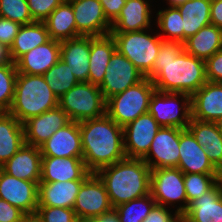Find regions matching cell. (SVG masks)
<instances>
[{
    "mask_svg": "<svg viewBox=\"0 0 222 222\" xmlns=\"http://www.w3.org/2000/svg\"><path fill=\"white\" fill-rule=\"evenodd\" d=\"M42 156L52 157H82V141L79 122L70 121L58 129L46 142L40 146Z\"/></svg>",
    "mask_w": 222,
    "mask_h": 222,
    "instance_id": "obj_19",
    "label": "cell"
},
{
    "mask_svg": "<svg viewBox=\"0 0 222 222\" xmlns=\"http://www.w3.org/2000/svg\"><path fill=\"white\" fill-rule=\"evenodd\" d=\"M58 107V97L43 75L18 73L14 99L8 111L22 124L34 116Z\"/></svg>",
    "mask_w": 222,
    "mask_h": 222,
    "instance_id": "obj_4",
    "label": "cell"
},
{
    "mask_svg": "<svg viewBox=\"0 0 222 222\" xmlns=\"http://www.w3.org/2000/svg\"><path fill=\"white\" fill-rule=\"evenodd\" d=\"M105 185L111 206L150 194V167L143 159L125 158L96 172Z\"/></svg>",
    "mask_w": 222,
    "mask_h": 222,
    "instance_id": "obj_3",
    "label": "cell"
},
{
    "mask_svg": "<svg viewBox=\"0 0 222 222\" xmlns=\"http://www.w3.org/2000/svg\"><path fill=\"white\" fill-rule=\"evenodd\" d=\"M187 129L202 146L211 163L220 171L222 169V133L215 122L190 120Z\"/></svg>",
    "mask_w": 222,
    "mask_h": 222,
    "instance_id": "obj_27",
    "label": "cell"
},
{
    "mask_svg": "<svg viewBox=\"0 0 222 222\" xmlns=\"http://www.w3.org/2000/svg\"><path fill=\"white\" fill-rule=\"evenodd\" d=\"M84 180L38 183V206L73 209Z\"/></svg>",
    "mask_w": 222,
    "mask_h": 222,
    "instance_id": "obj_26",
    "label": "cell"
},
{
    "mask_svg": "<svg viewBox=\"0 0 222 222\" xmlns=\"http://www.w3.org/2000/svg\"><path fill=\"white\" fill-rule=\"evenodd\" d=\"M102 84L99 86L105 100L139 83L145 75L117 50L111 56Z\"/></svg>",
    "mask_w": 222,
    "mask_h": 222,
    "instance_id": "obj_11",
    "label": "cell"
},
{
    "mask_svg": "<svg viewBox=\"0 0 222 222\" xmlns=\"http://www.w3.org/2000/svg\"><path fill=\"white\" fill-rule=\"evenodd\" d=\"M151 0H126L121 13L111 23V32H133L153 27Z\"/></svg>",
    "mask_w": 222,
    "mask_h": 222,
    "instance_id": "obj_24",
    "label": "cell"
},
{
    "mask_svg": "<svg viewBox=\"0 0 222 222\" xmlns=\"http://www.w3.org/2000/svg\"><path fill=\"white\" fill-rule=\"evenodd\" d=\"M83 156L87 170L96 173L103 167L126 158L123 128L107 114L79 122Z\"/></svg>",
    "mask_w": 222,
    "mask_h": 222,
    "instance_id": "obj_2",
    "label": "cell"
},
{
    "mask_svg": "<svg viewBox=\"0 0 222 222\" xmlns=\"http://www.w3.org/2000/svg\"><path fill=\"white\" fill-rule=\"evenodd\" d=\"M183 45L190 55L206 60L222 49V29L213 24L204 26L186 39Z\"/></svg>",
    "mask_w": 222,
    "mask_h": 222,
    "instance_id": "obj_30",
    "label": "cell"
},
{
    "mask_svg": "<svg viewBox=\"0 0 222 222\" xmlns=\"http://www.w3.org/2000/svg\"><path fill=\"white\" fill-rule=\"evenodd\" d=\"M10 48L0 43V65L11 64Z\"/></svg>",
    "mask_w": 222,
    "mask_h": 222,
    "instance_id": "obj_49",
    "label": "cell"
},
{
    "mask_svg": "<svg viewBox=\"0 0 222 222\" xmlns=\"http://www.w3.org/2000/svg\"><path fill=\"white\" fill-rule=\"evenodd\" d=\"M219 181L222 184V169L220 170Z\"/></svg>",
    "mask_w": 222,
    "mask_h": 222,
    "instance_id": "obj_53",
    "label": "cell"
},
{
    "mask_svg": "<svg viewBox=\"0 0 222 222\" xmlns=\"http://www.w3.org/2000/svg\"><path fill=\"white\" fill-rule=\"evenodd\" d=\"M36 215L42 222H79L71 208L38 206Z\"/></svg>",
    "mask_w": 222,
    "mask_h": 222,
    "instance_id": "obj_40",
    "label": "cell"
},
{
    "mask_svg": "<svg viewBox=\"0 0 222 222\" xmlns=\"http://www.w3.org/2000/svg\"><path fill=\"white\" fill-rule=\"evenodd\" d=\"M25 216L18 207L0 199V222H23Z\"/></svg>",
    "mask_w": 222,
    "mask_h": 222,
    "instance_id": "obj_45",
    "label": "cell"
},
{
    "mask_svg": "<svg viewBox=\"0 0 222 222\" xmlns=\"http://www.w3.org/2000/svg\"><path fill=\"white\" fill-rule=\"evenodd\" d=\"M151 29L110 32L114 38L116 50L128 58L145 77L153 70L154 61L163 41L158 33H151Z\"/></svg>",
    "mask_w": 222,
    "mask_h": 222,
    "instance_id": "obj_5",
    "label": "cell"
},
{
    "mask_svg": "<svg viewBox=\"0 0 222 222\" xmlns=\"http://www.w3.org/2000/svg\"><path fill=\"white\" fill-rule=\"evenodd\" d=\"M23 222H42L41 219L36 215H26Z\"/></svg>",
    "mask_w": 222,
    "mask_h": 222,
    "instance_id": "obj_50",
    "label": "cell"
},
{
    "mask_svg": "<svg viewBox=\"0 0 222 222\" xmlns=\"http://www.w3.org/2000/svg\"><path fill=\"white\" fill-rule=\"evenodd\" d=\"M173 210L156 204L143 222H182L181 215Z\"/></svg>",
    "mask_w": 222,
    "mask_h": 222,
    "instance_id": "obj_42",
    "label": "cell"
},
{
    "mask_svg": "<svg viewBox=\"0 0 222 222\" xmlns=\"http://www.w3.org/2000/svg\"><path fill=\"white\" fill-rule=\"evenodd\" d=\"M42 154L40 147L24 144L0 168L15 178L34 181L37 184L41 178Z\"/></svg>",
    "mask_w": 222,
    "mask_h": 222,
    "instance_id": "obj_21",
    "label": "cell"
},
{
    "mask_svg": "<svg viewBox=\"0 0 222 222\" xmlns=\"http://www.w3.org/2000/svg\"><path fill=\"white\" fill-rule=\"evenodd\" d=\"M50 39L62 41L76 38V22L72 5L64 0L44 21Z\"/></svg>",
    "mask_w": 222,
    "mask_h": 222,
    "instance_id": "obj_33",
    "label": "cell"
},
{
    "mask_svg": "<svg viewBox=\"0 0 222 222\" xmlns=\"http://www.w3.org/2000/svg\"><path fill=\"white\" fill-rule=\"evenodd\" d=\"M104 14L107 19L112 23L118 15L121 13L123 6L126 4V0H99Z\"/></svg>",
    "mask_w": 222,
    "mask_h": 222,
    "instance_id": "obj_46",
    "label": "cell"
},
{
    "mask_svg": "<svg viewBox=\"0 0 222 222\" xmlns=\"http://www.w3.org/2000/svg\"><path fill=\"white\" fill-rule=\"evenodd\" d=\"M86 222H120L117 213L114 209L100 215L99 217L92 218Z\"/></svg>",
    "mask_w": 222,
    "mask_h": 222,
    "instance_id": "obj_48",
    "label": "cell"
},
{
    "mask_svg": "<svg viewBox=\"0 0 222 222\" xmlns=\"http://www.w3.org/2000/svg\"><path fill=\"white\" fill-rule=\"evenodd\" d=\"M146 77L157 91L192 95L207 82L205 60L187 53L181 42L163 40Z\"/></svg>",
    "mask_w": 222,
    "mask_h": 222,
    "instance_id": "obj_1",
    "label": "cell"
},
{
    "mask_svg": "<svg viewBox=\"0 0 222 222\" xmlns=\"http://www.w3.org/2000/svg\"><path fill=\"white\" fill-rule=\"evenodd\" d=\"M0 199L18 207L26 215H34L38 207V184L15 178L0 168Z\"/></svg>",
    "mask_w": 222,
    "mask_h": 222,
    "instance_id": "obj_15",
    "label": "cell"
},
{
    "mask_svg": "<svg viewBox=\"0 0 222 222\" xmlns=\"http://www.w3.org/2000/svg\"><path fill=\"white\" fill-rule=\"evenodd\" d=\"M167 1L166 4L167 6H178L180 4H182L183 2H185L186 0H165Z\"/></svg>",
    "mask_w": 222,
    "mask_h": 222,
    "instance_id": "obj_51",
    "label": "cell"
},
{
    "mask_svg": "<svg viewBox=\"0 0 222 222\" xmlns=\"http://www.w3.org/2000/svg\"><path fill=\"white\" fill-rule=\"evenodd\" d=\"M43 76L48 86L58 98L79 83L75 75L71 72L70 67L62 59L45 72Z\"/></svg>",
    "mask_w": 222,
    "mask_h": 222,
    "instance_id": "obj_35",
    "label": "cell"
},
{
    "mask_svg": "<svg viewBox=\"0 0 222 222\" xmlns=\"http://www.w3.org/2000/svg\"><path fill=\"white\" fill-rule=\"evenodd\" d=\"M64 0H27L32 19L44 22Z\"/></svg>",
    "mask_w": 222,
    "mask_h": 222,
    "instance_id": "obj_41",
    "label": "cell"
},
{
    "mask_svg": "<svg viewBox=\"0 0 222 222\" xmlns=\"http://www.w3.org/2000/svg\"><path fill=\"white\" fill-rule=\"evenodd\" d=\"M62 59L79 82H88L90 36L60 41Z\"/></svg>",
    "mask_w": 222,
    "mask_h": 222,
    "instance_id": "obj_25",
    "label": "cell"
},
{
    "mask_svg": "<svg viewBox=\"0 0 222 222\" xmlns=\"http://www.w3.org/2000/svg\"><path fill=\"white\" fill-rule=\"evenodd\" d=\"M157 203L148 194L113 208L120 222H143Z\"/></svg>",
    "mask_w": 222,
    "mask_h": 222,
    "instance_id": "obj_36",
    "label": "cell"
},
{
    "mask_svg": "<svg viewBox=\"0 0 222 222\" xmlns=\"http://www.w3.org/2000/svg\"><path fill=\"white\" fill-rule=\"evenodd\" d=\"M183 129L160 127L148 153L142 158L151 170L157 168H177L179 162V139Z\"/></svg>",
    "mask_w": 222,
    "mask_h": 222,
    "instance_id": "obj_12",
    "label": "cell"
},
{
    "mask_svg": "<svg viewBox=\"0 0 222 222\" xmlns=\"http://www.w3.org/2000/svg\"><path fill=\"white\" fill-rule=\"evenodd\" d=\"M177 7L182 16L184 42L201 28L211 24V0H186Z\"/></svg>",
    "mask_w": 222,
    "mask_h": 222,
    "instance_id": "obj_32",
    "label": "cell"
},
{
    "mask_svg": "<svg viewBox=\"0 0 222 222\" xmlns=\"http://www.w3.org/2000/svg\"><path fill=\"white\" fill-rule=\"evenodd\" d=\"M208 82L222 83V49L205 60Z\"/></svg>",
    "mask_w": 222,
    "mask_h": 222,
    "instance_id": "obj_43",
    "label": "cell"
},
{
    "mask_svg": "<svg viewBox=\"0 0 222 222\" xmlns=\"http://www.w3.org/2000/svg\"><path fill=\"white\" fill-rule=\"evenodd\" d=\"M182 222H222V184L218 181L200 198L191 201Z\"/></svg>",
    "mask_w": 222,
    "mask_h": 222,
    "instance_id": "obj_20",
    "label": "cell"
},
{
    "mask_svg": "<svg viewBox=\"0 0 222 222\" xmlns=\"http://www.w3.org/2000/svg\"><path fill=\"white\" fill-rule=\"evenodd\" d=\"M148 112L161 127L187 129L191 120V95L155 90L149 102Z\"/></svg>",
    "mask_w": 222,
    "mask_h": 222,
    "instance_id": "obj_8",
    "label": "cell"
},
{
    "mask_svg": "<svg viewBox=\"0 0 222 222\" xmlns=\"http://www.w3.org/2000/svg\"><path fill=\"white\" fill-rule=\"evenodd\" d=\"M222 117V83L206 82L191 95V118L214 122Z\"/></svg>",
    "mask_w": 222,
    "mask_h": 222,
    "instance_id": "obj_23",
    "label": "cell"
},
{
    "mask_svg": "<svg viewBox=\"0 0 222 222\" xmlns=\"http://www.w3.org/2000/svg\"><path fill=\"white\" fill-rule=\"evenodd\" d=\"M220 174L184 173V187L188 204L208 192L218 181Z\"/></svg>",
    "mask_w": 222,
    "mask_h": 222,
    "instance_id": "obj_37",
    "label": "cell"
},
{
    "mask_svg": "<svg viewBox=\"0 0 222 222\" xmlns=\"http://www.w3.org/2000/svg\"><path fill=\"white\" fill-rule=\"evenodd\" d=\"M116 44L111 34L90 36V58L88 82L100 86Z\"/></svg>",
    "mask_w": 222,
    "mask_h": 222,
    "instance_id": "obj_28",
    "label": "cell"
},
{
    "mask_svg": "<svg viewBox=\"0 0 222 222\" xmlns=\"http://www.w3.org/2000/svg\"><path fill=\"white\" fill-rule=\"evenodd\" d=\"M156 90L152 80L145 77L139 83L106 100V114L122 128L148 112L149 102Z\"/></svg>",
    "mask_w": 222,
    "mask_h": 222,
    "instance_id": "obj_6",
    "label": "cell"
},
{
    "mask_svg": "<svg viewBox=\"0 0 222 222\" xmlns=\"http://www.w3.org/2000/svg\"><path fill=\"white\" fill-rule=\"evenodd\" d=\"M0 17L21 25L34 22L27 0H0Z\"/></svg>",
    "mask_w": 222,
    "mask_h": 222,
    "instance_id": "obj_39",
    "label": "cell"
},
{
    "mask_svg": "<svg viewBox=\"0 0 222 222\" xmlns=\"http://www.w3.org/2000/svg\"><path fill=\"white\" fill-rule=\"evenodd\" d=\"M150 194L158 205L172 207L171 209L175 206L174 211L176 208V211L182 215L187 209L184 173L178 168L151 170Z\"/></svg>",
    "mask_w": 222,
    "mask_h": 222,
    "instance_id": "obj_9",
    "label": "cell"
},
{
    "mask_svg": "<svg viewBox=\"0 0 222 222\" xmlns=\"http://www.w3.org/2000/svg\"><path fill=\"white\" fill-rule=\"evenodd\" d=\"M21 26L18 22L0 17V43L10 48Z\"/></svg>",
    "mask_w": 222,
    "mask_h": 222,
    "instance_id": "obj_44",
    "label": "cell"
},
{
    "mask_svg": "<svg viewBox=\"0 0 222 222\" xmlns=\"http://www.w3.org/2000/svg\"><path fill=\"white\" fill-rule=\"evenodd\" d=\"M17 75L15 63L0 65V109L3 112L11 108Z\"/></svg>",
    "mask_w": 222,
    "mask_h": 222,
    "instance_id": "obj_38",
    "label": "cell"
},
{
    "mask_svg": "<svg viewBox=\"0 0 222 222\" xmlns=\"http://www.w3.org/2000/svg\"><path fill=\"white\" fill-rule=\"evenodd\" d=\"M60 56V41L50 39L21 56L15 66L18 73L43 75L60 60Z\"/></svg>",
    "mask_w": 222,
    "mask_h": 222,
    "instance_id": "obj_22",
    "label": "cell"
},
{
    "mask_svg": "<svg viewBox=\"0 0 222 222\" xmlns=\"http://www.w3.org/2000/svg\"><path fill=\"white\" fill-rule=\"evenodd\" d=\"M25 144L24 127L9 112L0 114V167Z\"/></svg>",
    "mask_w": 222,
    "mask_h": 222,
    "instance_id": "obj_29",
    "label": "cell"
},
{
    "mask_svg": "<svg viewBox=\"0 0 222 222\" xmlns=\"http://www.w3.org/2000/svg\"><path fill=\"white\" fill-rule=\"evenodd\" d=\"M158 35L164 41H178L184 43L182 16L177 6H167L156 13ZM162 31V32H161Z\"/></svg>",
    "mask_w": 222,
    "mask_h": 222,
    "instance_id": "obj_34",
    "label": "cell"
},
{
    "mask_svg": "<svg viewBox=\"0 0 222 222\" xmlns=\"http://www.w3.org/2000/svg\"><path fill=\"white\" fill-rule=\"evenodd\" d=\"M160 125L147 112L123 127L124 152L126 158L142 159L149 151Z\"/></svg>",
    "mask_w": 222,
    "mask_h": 222,
    "instance_id": "obj_13",
    "label": "cell"
},
{
    "mask_svg": "<svg viewBox=\"0 0 222 222\" xmlns=\"http://www.w3.org/2000/svg\"><path fill=\"white\" fill-rule=\"evenodd\" d=\"M50 40L49 32L44 22L34 21L29 24L22 25L18 34L15 36L14 42L10 47V56L15 63L21 56L30 50L45 44Z\"/></svg>",
    "mask_w": 222,
    "mask_h": 222,
    "instance_id": "obj_31",
    "label": "cell"
},
{
    "mask_svg": "<svg viewBox=\"0 0 222 222\" xmlns=\"http://www.w3.org/2000/svg\"><path fill=\"white\" fill-rule=\"evenodd\" d=\"M112 209L104 183L96 173H91L83 181L76 197L73 210L77 219L86 222Z\"/></svg>",
    "mask_w": 222,
    "mask_h": 222,
    "instance_id": "obj_10",
    "label": "cell"
},
{
    "mask_svg": "<svg viewBox=\"0 0 222 222\" xmlns=\"http://www.w3.org/2000/svg\"><path fill=\"white\" fill-rule=\"evenodd\" d=\"M90 174L82 157L42 156L39 183L85 180Z\"/></svg>",
    "mask_w": 222,
    "mask_h": 222,
    "instance_id": "obj_18",
    "label": "cell"
},
{
    "mask_svg": "<svg viewBox=\"0 0 222 222\" xmlns=\"http://www.w3.org/2000/svg\"><path fill=\"white\" fill-rule=\"evenodd\" d=\"M74 12L76 37L104 36L111 32V22L99 0H68Z\"/></svg>",
    "mask_w": 222,
    "mask_h": 222,
    "instance_id": "obj_14",
    "label": "cell"
},
{
    "mask_svg": "<svg viewBox=\"0 0 222 222\" xmlns=\"http://www.w3.org/2000/svg\"><path fill=\"white\" fill-rule=\"evenodd\" d=\"M58 106L64 110L70 121L82 122L106 114V100L99 86L79 82L58 98Z\"/></svg>",
    "mask_w": 222,
    "mask_h": 222,
    "instance_id": "obj_7",
    "label": "cell"
},
{
    "mask_svg": "<svg viewBox=\"0 0 222 222\" xmlns=\"http://www.w3.org/2000/svg\"><path fill=\"white\" fill-rule=\"evenodd\" d=\"M217 129L222 133V117L218 118L216 121H214Z\"/></svg>",
    "mask_w": 222,
    "mask_h": 222,
    "instance_id": "obj_52",
    "label": "cell"
},
{
    "mask_svg": "<svg viewBox=\"0 0 222 222\" xmlns=\"http://www.w3.org/2000/svg\"><path fill=\"white\" fill-rule=\"evenodd\" d=\"M69 122L66 112L59 106L29 118L23 123L25 144L40 147Z\"/></svg>",
    "mask_w": 222,
    "mask_h": 222,
    "instance_id": "obj_16",
    "label": "cell"
},
{
    "mask_svg": "<svg viewBox=\"0 0 222 222\" xmlns=\"http://www.w3.org/2000/svg\"><path fill=\"white\" fill-rule=\"evenodd\" d=\"M179 151L177 168L183 173L220 174L209 160L205 149L199 145L188 129H183L180 133Z\"/></svg>",
    "mask_w": 222,
    "mask_h": 222,
    "instance_id": "obj_17",
    "label": "cell"
},
{
    "mask_svg": "<svg viewBox=\"0 0 222 222\" xmlns=\"http://www.w3.org/2000/svg\"><path fill=\"white\" fill-rule=\"evenodd\" d=\"M211 24L222 29V0H211Z\"/></svg>",
    "mask_w": 222,
    "mask_h": 222,
    "instance_id": "obj_47",
    "label": "cell"
}]
</instances>
